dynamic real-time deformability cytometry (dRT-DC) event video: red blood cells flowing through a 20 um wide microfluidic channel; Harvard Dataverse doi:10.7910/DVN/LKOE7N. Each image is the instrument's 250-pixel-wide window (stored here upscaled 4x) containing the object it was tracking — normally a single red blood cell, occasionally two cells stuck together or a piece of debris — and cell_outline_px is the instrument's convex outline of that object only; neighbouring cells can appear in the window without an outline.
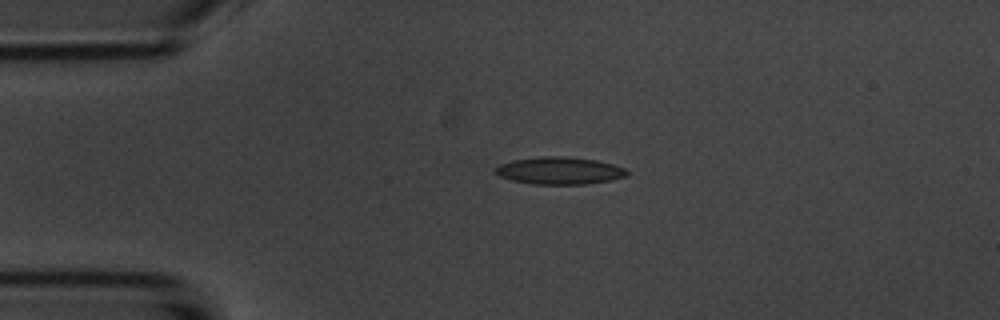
{"species": "common noctule bat (a hibernating species)", "species_latin": "Nyctalus noctula", "temperature_condition": "room temperature", "stored_images_in_passage": 4, "camera_frame_rate_fps": 3000, "um_per_image_px": 0.085, "animal": {"sex": "male", "body_mass_g": 20.1, "forearm_length_mm": 53.5}, "frame": {"image": 1, "passage_image": 2, "time_ms": 1.0, "image_size_px": [1000, 320], "cell_outline_px": [[628, 176], [612, 180], [588, 184], [532, 184], [512, 180], [500, 176], [492, 168], [500, 164], [512, 160], [540, 156], [564, 156], [596, 160], [612, 164], [624, 168], [628, 172]], "centroid_in_image_um": [47.55, 14.5], "position_along_channel_um": 37.4, "area_um2": 21.04}}
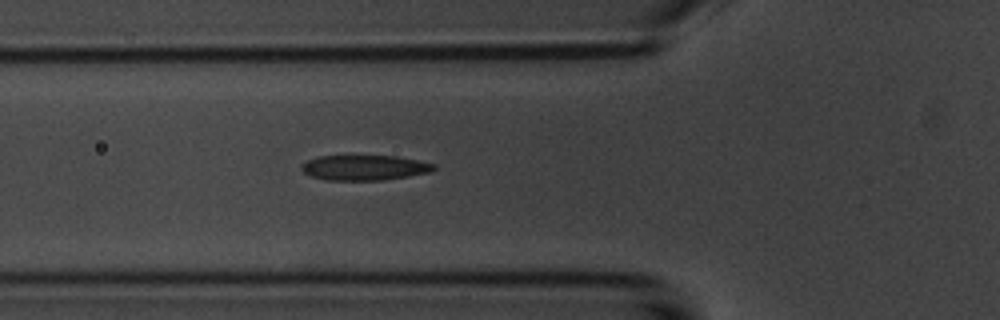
{"frame": {"image": 2, "passage_image": 4, "time_ms": 3.333, "image_size_px": [1000, 320], "cell_outline_px": [[436, 168], [432, 172], [384, 180], [324, 180], [312, 176], [304, 172], [300, 168], [300, 164], [308, 160], [320, 156], [396, 156], [436, 164]], "centroid_in_image_um": [30.98, 14.25], "position_along_channel_um": 94.8, "area_um2": 19.42}}